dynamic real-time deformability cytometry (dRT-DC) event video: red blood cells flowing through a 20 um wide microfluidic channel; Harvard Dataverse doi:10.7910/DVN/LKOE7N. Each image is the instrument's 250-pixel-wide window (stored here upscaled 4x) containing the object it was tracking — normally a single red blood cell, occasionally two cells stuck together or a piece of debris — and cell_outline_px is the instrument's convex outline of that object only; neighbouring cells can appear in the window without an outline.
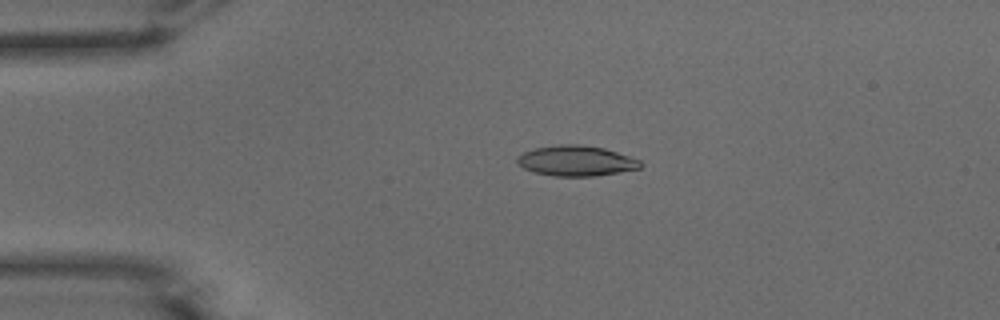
{"species": "common noctule bat (a hibernating species)", "species_latin": "Nyctalus noctula", "temperature_condition": "warm", "stored_images_in_passage": 20, "camera_frame_rate_fps": 3000, "um_per_image_px": 0.085, "animal": {"sex": "male", "body_mass_g": 15.6}, "frame": {"image": 1, "passage_image": 12, "time_ms": 3.667, "image_size_px": [1000, 320], "cell_outline_px": [[644, 164], [640, 168], [596, 176], [552, 176], [536, 172], [524, 168], [516, 160], [516, 156], [524, 152], [536, 148], [560, 144], [576, 144], [604, 148], [640, 160]], "centroid_in_image_um": [48.98, 13.67], "position_along_channel_um": 36.0, "area_um2": 21.62}}